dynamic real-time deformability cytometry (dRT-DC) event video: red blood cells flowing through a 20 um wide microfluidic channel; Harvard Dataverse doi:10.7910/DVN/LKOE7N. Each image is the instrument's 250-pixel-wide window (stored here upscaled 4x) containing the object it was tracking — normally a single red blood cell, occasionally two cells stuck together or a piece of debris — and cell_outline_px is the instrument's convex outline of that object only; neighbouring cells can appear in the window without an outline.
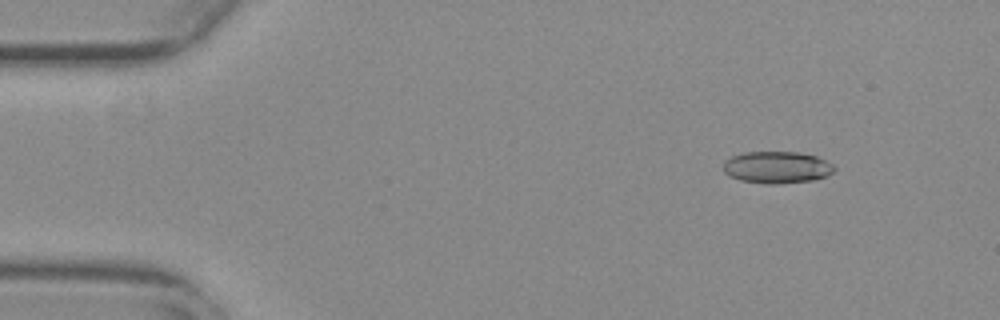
{"species": "common noctule bat (a hibernating species)", "species_latin": "Nyctalus noctula", "temperature_condition": "warm", "stored_images_in_passage": 55, "camera_frame_rate_fps": 3000, "um_per_image_px": 0.085, "animal": {"sex": "female", "body_mass_g": 29.2, "forearm_length_mm": 56.3}, "frame": {"image": 1, "passage_image": 7, "time_ms": 2.0, "image_size_px": [1000, 320], "cell_outline_px": [[836, 168], [832, 172], [816, 180], [776, 184], [768, 184], [740, 180], [724, 172], [724, 160], [732, 156], [744, 152], [800, 152], [816, 156], [832, 164]], "centroid_in_image_um": [66.04, 14.22], "position_along_channel_um": 19.0, "area_um2": 20.58}}
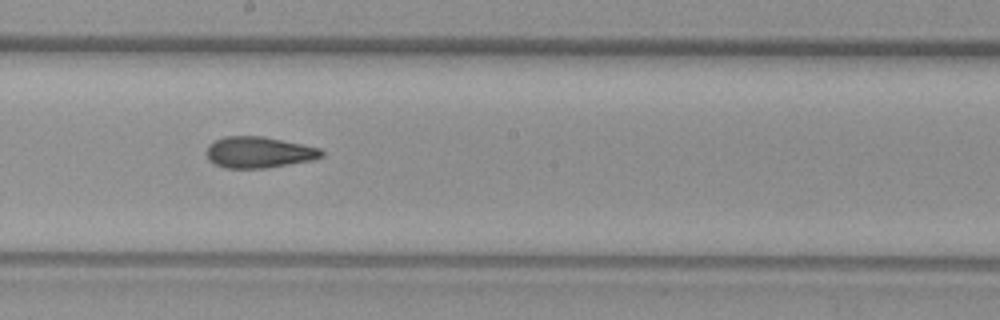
{"frame": {"image": 2, "passage_image": 31, "time_ms": 10.0, "image_size_px": [1000, 320], "cell_outline_px": [[324, 156], [312, 160], [268, 168], [224, 168], [212, 164], [208, 160], [208, 144], [224, 136], [264, 136], [304, 144], [320, 148], [324, 152]], "centroid_in_image_um": [22.02, 12.95], "position_along_channel_um": 226.2, "area_um2": 21.15}}
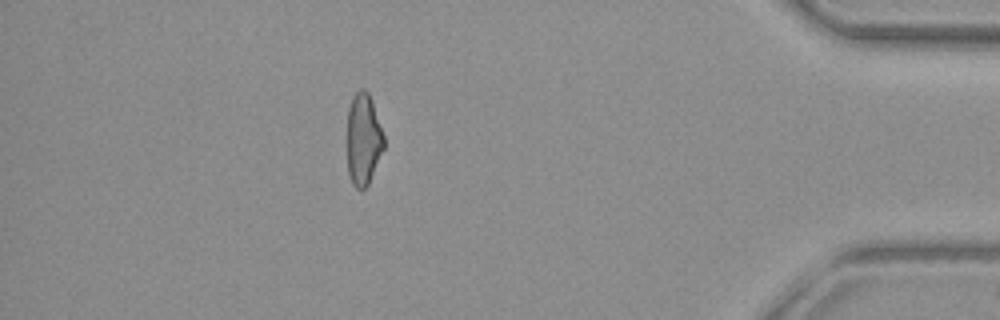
{"frame": {"image": 3, "passage_image": 49, "time_ms": 16.0, "image_size_px": [1000, 320], "cell_outline_px": [[384, 148], [368, 184], [364, 188], [356, 188], [352, 184], [348, 176], [348, 108], [352, 96], [360, 88], [364, 88], [368, 92], [372, 100], [384, 136]], "centroid_in_image_um": [30.88, 11.81], "position_along_channel_um": 404.3, "area_um2": 19.59}, "authors_computed_cell_mechanics": {"area_um2": 20.7502, "velocity_mm_per_s": 3.7946, "shape_relaxation_time_tau1_ms": null, "shape_relaxation_time_tau2_ms": 2.5148, "deformation_change_tau1": null, "deformation_change_tau2": 0.1009}}